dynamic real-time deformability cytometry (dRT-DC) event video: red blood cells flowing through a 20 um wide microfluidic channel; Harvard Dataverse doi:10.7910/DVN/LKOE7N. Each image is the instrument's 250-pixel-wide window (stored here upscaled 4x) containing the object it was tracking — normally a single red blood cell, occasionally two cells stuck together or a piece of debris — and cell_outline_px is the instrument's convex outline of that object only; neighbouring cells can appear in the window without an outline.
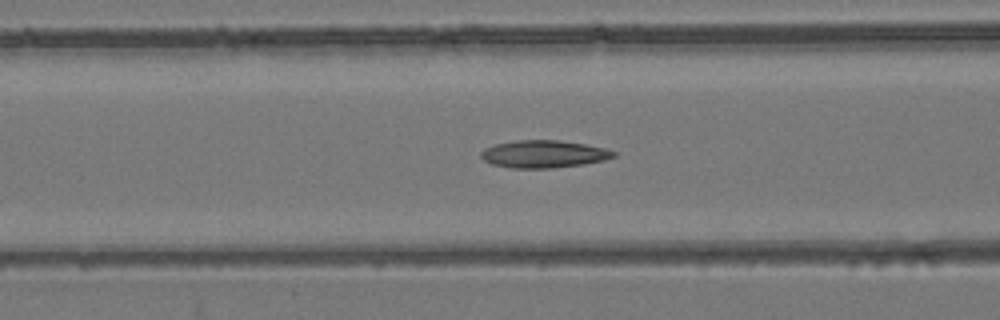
{"species": "common noctule bat (a hibernating species)", "species_latin": "Nyctalus noctula", "temperature_condition": "room temperature", "stored_images_in_passage": 54, "camera_frame_rate_fps": 3000, "um_per_image_px": 0.085, "animal": {"sex": "female", "body_mass_g": 24.6, "forearm_length_mm": 56.2}, "frame": {"image": 1, "passage_image": 22, "time_ms": 7.0, "image_size_px": [1000, 320], "cell_outline_px": [[616, 156], [604, 160], [584, 164], [552, 168], [512, 168], [492, 164], [484, 160], [480, 156], [480, 152], [484, 148], [496, 144], [516, 140], [560, 140], [584, 144], [604, 148], [616, 152]], "centroid_in_image_um": [46.2, 13.09], "position_along_channel_um": 120.4, "area_um2": 21.21}}
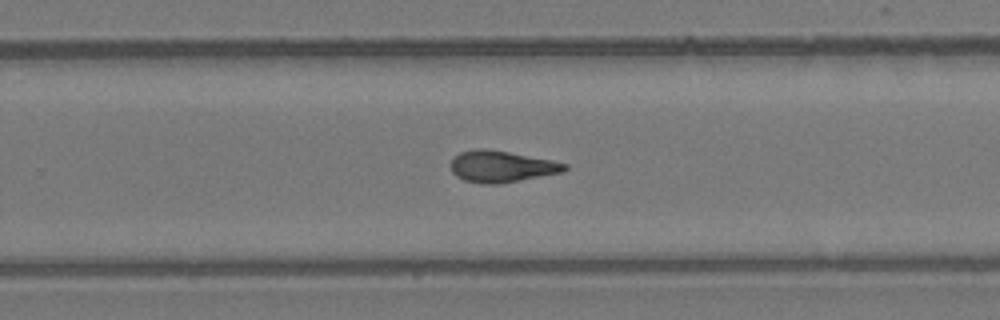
{"frame": {"image": 2, "passage_image": 35, "time_ms": 11.333, "image_size_px": [1000, 320], "cell_outline_px": [[568, 168], [560, 172], [500, 184], [484, 184], [464, 180], [456, 176], [452, 172], [452, 160], [460, 152], [476, 148], [484, 148], [508, 152], [552, 160], [568, 164]], "centroid_in_image_um": [42.61, 14.15], "position_along_channel_um": 287.2, "area_um2": 20.63}}
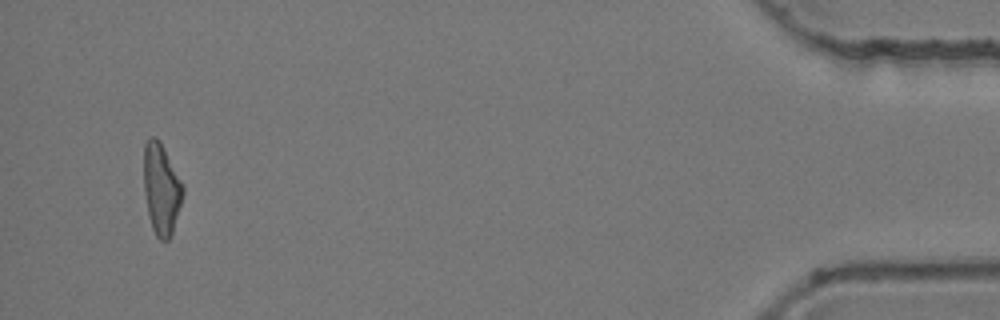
{"frame": {"image": 3, "passage_image": 52, "time_ms": 17.0, "image_size_px": [1000, 320], "cell_outline_px": [[184, 192], [172, 232], [168, 240], [160, 240], [156, 236], [152, 228], [148, 212], [144, 192], [144, 144], [152, 136], [156, 136], [160, 140], [184, 184]], "centroid_in_image_um": [13.72, 16.02], "position_along_channel_um": 421.5, "area_um2": 20.75}, "authors_computed_cell_mechanics": {"area_um2": 20.7791, "velocity_mm_per_s": 3.855, "shape_relaxation_time_tau1_ms": null, "shape_relaxation_time_tau2_ms": 3.3123, "deformation_change_tau1": null, "deformation_change_tau2": 0.1306}}